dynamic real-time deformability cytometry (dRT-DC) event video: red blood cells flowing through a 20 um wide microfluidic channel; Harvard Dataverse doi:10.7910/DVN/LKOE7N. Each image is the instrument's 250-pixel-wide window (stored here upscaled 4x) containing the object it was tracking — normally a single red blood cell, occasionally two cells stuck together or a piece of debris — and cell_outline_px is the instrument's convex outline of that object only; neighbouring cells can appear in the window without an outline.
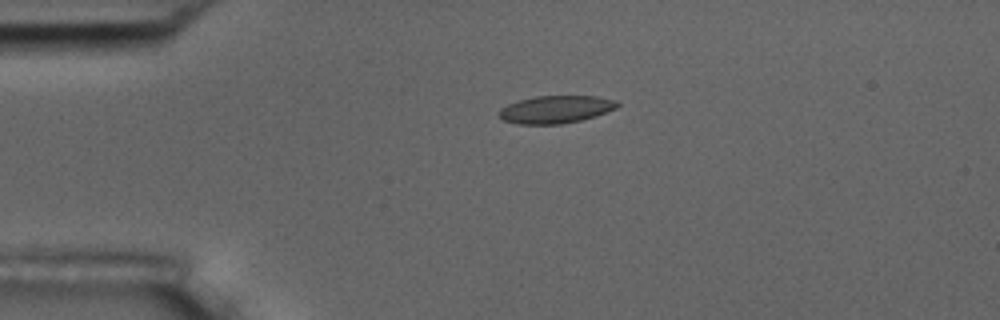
{"species": "common noctule bat (a hibernating species)", "species_latin": "Nyctalus noctula", "temperature_condition": "room temperature", "stored_images_in_passage": 4, "camera_frame_rate_fps": 3000, "um_per_image_px": 0.085, "animal": {"sex": "male", "body_mass_g": 17.5, "forearm_length_mm": 52.3}, "frame": {"image": 1, "passage_image": 3, "time_ms": 2.333, "image_size_px": [1000, 320], "cell_outline_px": [[620, 104], [616, 108], [596, 116], [580, 120], [560, 124], [520, 124], [504, 120], [496, 116], [496, 112], [500, 108], [508, 104], [520, 100], [536, 96], [596, 96], [616, 100]], "centroid_in_image_um": [47.21, 9.3], "position_along_channel_um": 37.8, "area_um2": 19.07}}